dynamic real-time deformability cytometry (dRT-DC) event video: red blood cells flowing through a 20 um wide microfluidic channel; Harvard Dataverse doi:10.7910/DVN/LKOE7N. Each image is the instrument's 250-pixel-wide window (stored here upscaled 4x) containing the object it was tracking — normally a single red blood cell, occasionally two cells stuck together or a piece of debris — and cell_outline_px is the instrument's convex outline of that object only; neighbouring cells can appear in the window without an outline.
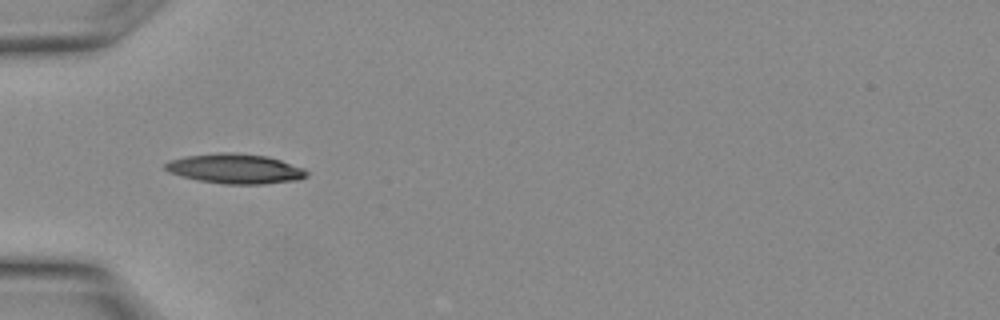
{"species": "Egyptian fruit bat (a non-hibernating species)", "species_latin": "Rousettus aegyptiacus", "temperature_condition": "warm", "stored_images_in_passage": 8, "camera_frame_rate_fps": 3000, "um_per_image_px": 0.085, "animal": {"sex": "female"}, "frame": {"image": 1, "passage_image": 1, "time_ms": 0.0, "image_size_px": [1000, 320], "cell_outline_px": [[308, 176], [300, 180], [260, 184], [224, 184], [200, 180], [168, 172], [164, 168], [164, 164], [168, 160], [184, 156], [220, 152], [236, 152], [268, 156], [304, 168], [308, 172]], "centroid_in_image_um": [20.0, 14.33], "position_along_channel_um": 65.0, "area_um2": 24.68}}
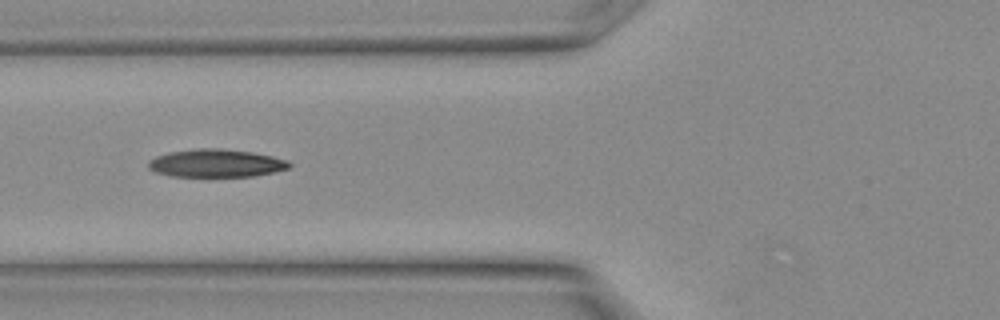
{"frame": {"image": 2, "passage_image": 3, "time_ms": 0.667, "image_size_px": [1000, 320], "cell_outline_px": [[292, 168], [252, 176], [172, 176], [156, 172], [148, 168], [148, 160], [156, 156], [168, 152], [200, 148], [220, 148], [252, 152], [272, 156], [288, 160], [292, 164]], "centroid_in_image_um": [18.38, 13.86], "position_along_channel_um": 107.4, "area_um2": 22.95}}
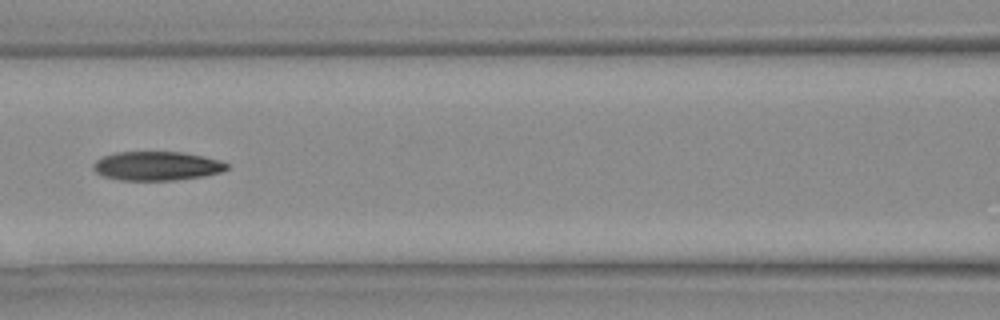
{"frame": {"image": 3, "passage_image": 5, "time_ms": 1.333, "image_size_px": [1000, 320], "cell_outline_px": [[228, 168], [220, 172], [204, 176], [172, 180], [120, 180], [104, 176], [96, 172], [92, 168], [92, 164], [96, 160], [104, 156], [116, 152], [184, 152], [204, 156], [228, 164]], "centroid_in_image_um": [13.3, 14.1], "position_along_channel_um": 153.3, "area_um2": 22.43}}